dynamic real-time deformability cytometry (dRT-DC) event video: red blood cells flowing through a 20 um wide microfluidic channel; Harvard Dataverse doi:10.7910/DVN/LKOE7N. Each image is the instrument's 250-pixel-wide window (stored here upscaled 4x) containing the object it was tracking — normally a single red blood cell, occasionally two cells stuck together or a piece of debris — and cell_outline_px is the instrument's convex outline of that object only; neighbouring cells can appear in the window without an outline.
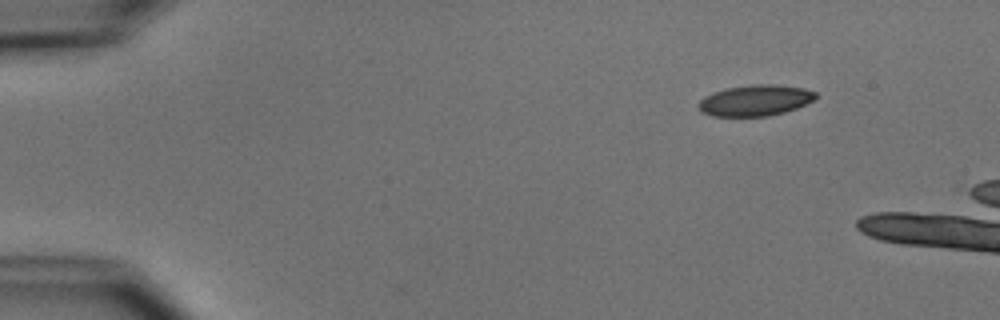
{"species": "common noctule bat (a hibernating species)", "species_latin": "Nyctalus noctula", "temperature_condition": "cold", "stored_images_in_passage": 9, "camera_frame_rate_fps": 3000, "um_per_image_px": 0.085, "animal": {"sex": "male", "body_mass_g": 15.6}, "frame": {"image": 1, "passage_image": 1, "time_ms": 0.0, "image_size_px": [1000, 320], "cell_outline_px": [[816, 96], [812, 100], [796, 108], [784, 112], [768, 116], [712, 116], [700, 112], [696, 104], [704, 96], [712, 92], [724, 88], [752, 84], [772, 84], [804, 88], [816, 92]], "centroid_in_image_um": [64.12, 8.53], "position_along_channel_um": 20.9, "area_um2": 21.27}}